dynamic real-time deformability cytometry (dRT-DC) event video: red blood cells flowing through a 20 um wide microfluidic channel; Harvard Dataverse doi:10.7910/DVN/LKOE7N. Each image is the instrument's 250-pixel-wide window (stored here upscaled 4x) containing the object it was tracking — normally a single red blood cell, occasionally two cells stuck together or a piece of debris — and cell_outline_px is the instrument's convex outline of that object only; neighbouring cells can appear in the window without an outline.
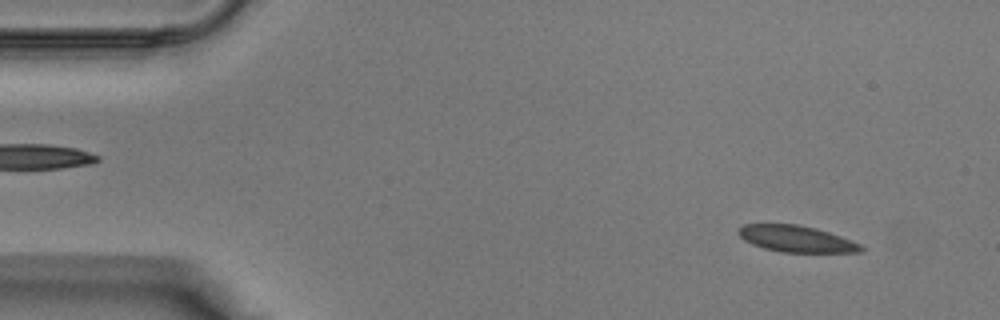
{"species": "Egyptian fruit bat (a non-hibernating species)", "species_latin": "Rousettus aegyptiacus", "temperature_condition": "warm", "stored_images_in_passage": 38, "camera_frame_rate_fps": 3000, "um_per_image_px": 0.085, "animal": {"sex": "male"}, "frame": {"image": 1, "passage_image": 3, "time_ms": 0.667, "image_size_px": [1000, 320], "cell_outline_px": [[864, 248], [860, 252], [780, 252], [764, 248], [752, 244], [744, 240], [736, 232], [736, 228], [744, 224], [800, 224], [816, 228], [840, 236], [860, 244]], "centroid_in_image_um": [67.63, 20.29], "position_along_channel_um": 17.4, "area_um2": 18.9}}
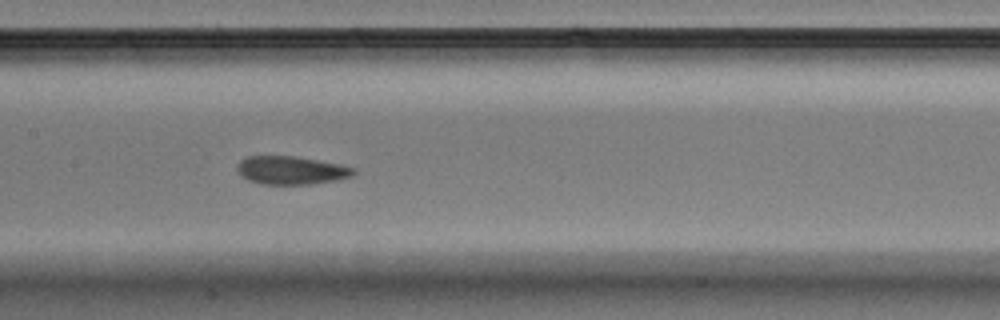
{"frame": {"image": 2, "passage_image": 18, "time_ms": 5.667, "image_size_px": [1000, 320], "cell_outline_px": [[356, 172], [352, 176], [336, 180], [308, 184], [260, 184], [248, 180], [240, 176], [236, 168], [236, 164], [240, 160], [248, 156], [296, 156], [340, 164], [356, 168]], "centroid_in_image_um": [24.72, 14.47], "position_along_channel_um": 182.7, "area_um2": 19.31}}
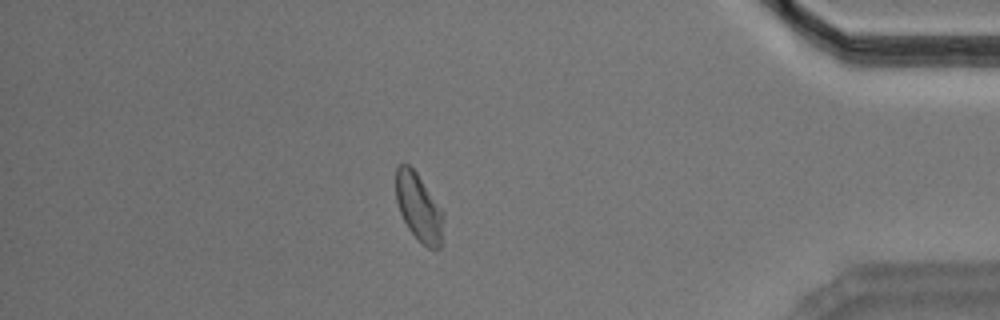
{"frame": {"image": 3, "passage_image": 33, "time_ms": 10.667, "image_size_px": [1000, 320], "cell_outline_px": [[444, 244], [440, 248], [428, 248], [408, 228], [400, 212], [396, 200], [396, 168], [400, 164], [408, 164], [416, 172], [444, 212]], "centroid_in_image_um": [35.64, 17.66], "position_along_channel_um": 399.6, "area_um2": 18.84}}